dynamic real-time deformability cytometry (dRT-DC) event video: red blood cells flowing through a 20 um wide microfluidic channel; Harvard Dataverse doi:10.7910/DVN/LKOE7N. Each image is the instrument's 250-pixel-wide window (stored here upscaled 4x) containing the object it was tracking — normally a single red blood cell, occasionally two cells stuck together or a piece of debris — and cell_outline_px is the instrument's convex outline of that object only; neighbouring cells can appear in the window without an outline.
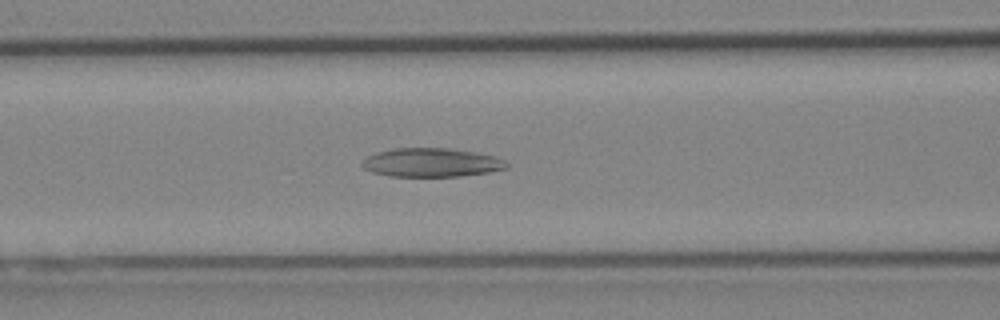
{"species": "Egyptian fruit bat (a non-hibernating species)", "species_latin": "Rousettus aegyptiacus", "temperature_condition": "cold", "stored_images_in_passage": 36, "camera_frame_rate_fps": 3000, "um_per_image_px": 0.085, "animal": {"sex": "female"}, "frame": {"image": 1, "passage_image": 7, "time_ms": 2.0, "image_size_px": [1000, 320], "cell_outline_px": [[508, 168], [488, 172], [460, 176], [388, 176], [372, 172], [364, 168], [360, 164], [368, 156], [376, 152], [396, 148], [452, 148], [476, 152], [496, 156], [504, 160], [508, 164]], "centroid_in_image_um": [36.69, 13.81], "position_along_channel_um": 129.9, "area_um2": 24.28}}
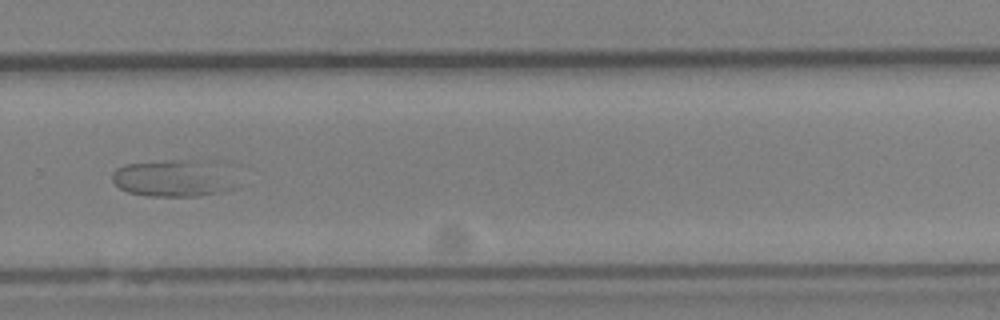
{"frame": {"image": 2, "passage_image": 21, "time_ms": 6.667, "image_size_px": [1000, 320], "cell_outline_px": [[232, 188], [216, 192], [196, 196], [148, 196], [128, 192], [120, 188], [112, 180], [112, 172], [116, 168], [124, 164], [172, 160], [188, 160]], "centroid_in_image_um": [14.16, 15.22], "position_along_channel_um": 315.6, "area_um2": 23.12}}
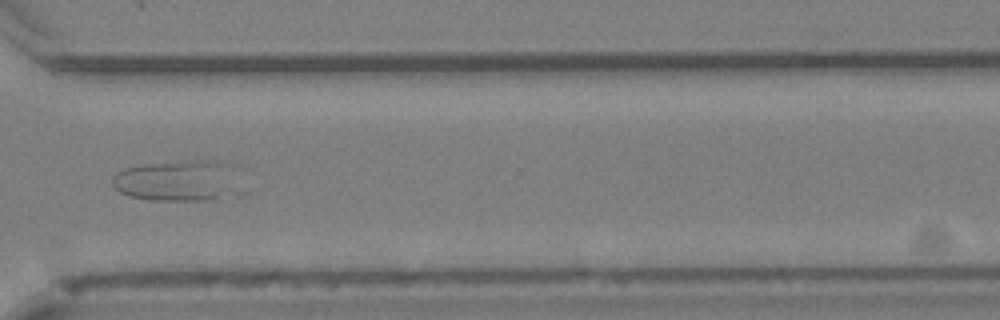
{"frame": {"image": 3, "passage_image": 24, "time_ms": 7.667, "image_size_px": [1000, 320], "cell_outline_px": [[228, 164], [216, 196], [208, 200], [152, 200], [128, 196], [120, 192], [112, 184], [112, 176], [116, 172], [124, 168], [144, 164], [212, 160]], "centroid_in_image_um": [14.58, 15.34], "position_along_channel_um": 356.0, "area_um2": 27.22}}